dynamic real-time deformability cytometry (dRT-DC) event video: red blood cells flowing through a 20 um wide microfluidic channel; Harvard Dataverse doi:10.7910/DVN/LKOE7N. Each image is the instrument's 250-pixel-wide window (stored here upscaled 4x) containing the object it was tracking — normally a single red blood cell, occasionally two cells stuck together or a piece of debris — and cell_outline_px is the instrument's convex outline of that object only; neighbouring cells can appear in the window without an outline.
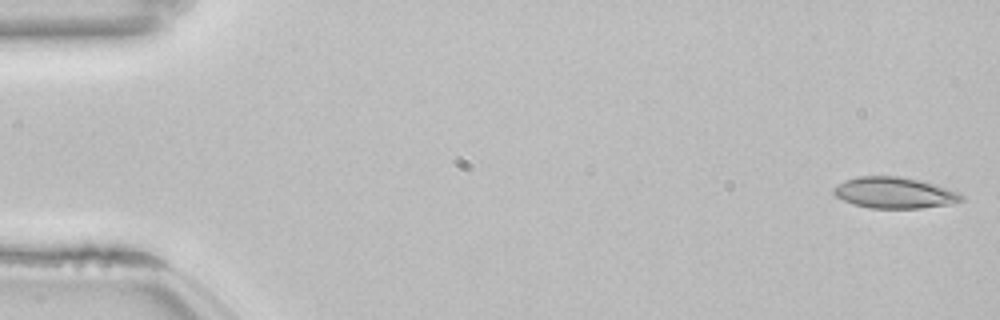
{"species": "common noctule bat (a hibernating species)", "species_latin": "Nyctalus noctula", "temperature_condition": "room temperature", "stored_images_in_passage": 53, "camera_frame_rate_fps": 3000, "um_per_image_px": 0.085, "animal": {"sex": "female", "body_mass_g": 22.7, "forearm_length_mm": 54.2}, "frame": {"image": 1, "passage_image": 1, "time_ms": 0.0, "image_size_px": [1000, 320], "cell_outline_px": [[964, 200], [948, 204], [920, 208], [872, 208], [856, 204], [844, 200], [836, 196], [832, 192], [832, 188], [844, 180], [860, 176], [896, 176], [920, 180], [960, 192], [964, 196]], "centroid_in_image_um": [76.03, 16.38], "position_along_channel_um": 9.0, "area_um2": 23.0}}
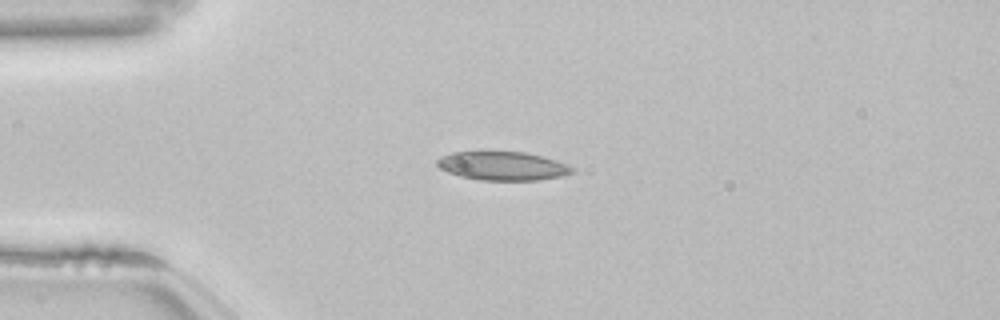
{"frame": {"image": 2, "passage_image": 13, "time_ms": 4.0, "image_size_px": [1000, 320], "cell_outline_px": [[572, 172], [560, 176], [540, 180], [480, 180], [460, 176], [448, 172], [440, 168], [436, 164], [436, 160], [440, 156], [452, 152], [524, 152], [556, 160], [572, 168]], "centroid_in_image_um": [42.65, 14.11], "position_along_channel_um": 42.3, "area_um2": 22.25}}
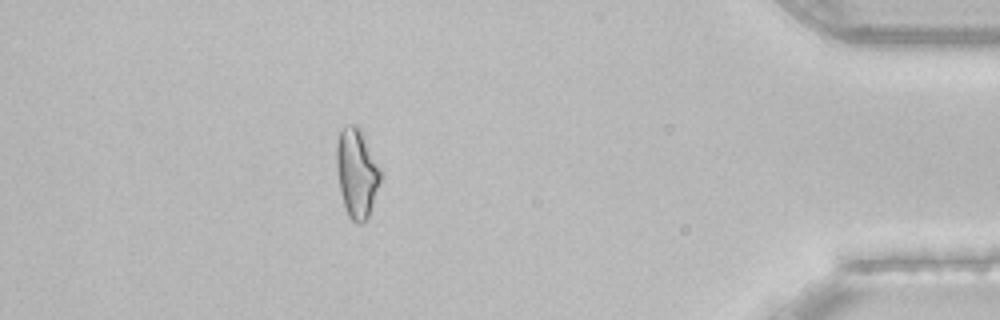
{"frame": {"image": 3, "passage_image": 47, "time_ms": 15.333, "image_size_px": [1000, 320], "cell_outline_px": [[384, 172], [368, 216], [360, 224], [356, 224], [348, 216], [344, 208], [340, 192], [336, 168], [336, 144], [340, 128], [344, 124], [356, 124], [360, 128]], "centroid_in_image_um": [30.32, 14.66], "position_along_channel_um": 404.9, "area_um2": 23.47}, "authors_computed_cell_mechanics": {"area_um2": 21.9062, "velocity_mm_per_s": 3.8498, "shape_relaxation_time_tau1_ms": 5.4955, "shape_relaxation_time_tau2_ms": 3.2305, "deformation_change_tau1": 0.1298, "deformation_change_tau2": 0.1041}}